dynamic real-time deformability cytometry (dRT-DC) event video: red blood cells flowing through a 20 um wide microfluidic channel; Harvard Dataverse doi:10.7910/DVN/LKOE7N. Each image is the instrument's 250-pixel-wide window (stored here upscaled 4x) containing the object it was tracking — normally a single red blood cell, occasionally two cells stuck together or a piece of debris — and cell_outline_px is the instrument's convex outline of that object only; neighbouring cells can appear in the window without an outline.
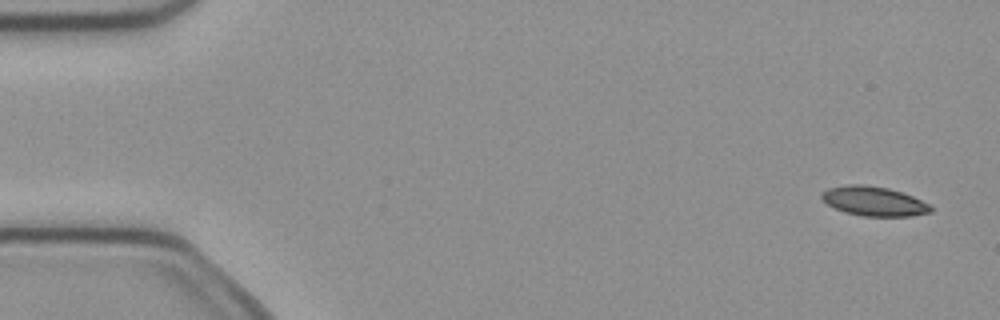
{"species": "common noctule bat (a hibernating species)", "species_latin": "Nyctalus noctula", "temperature_condition": "cold", "stored_images_in_passage": 5, "camera_frame_rate_fps": 3000, "um_per_image_px": 0.085, "animal": {"sex": "female", "body_mass_g": 21.9}, "frame": {"image": 1, "passage_image": 1, "time_ms": 0.0, "image_size_px": [1000, 320], "cell_outline_px": [[932, 212], [912, 216], [864, 216], [844, 212], [828, 204], [820, 196], [820, 192], [828, 188], [848, 184], [864, 184], [888, 188], [912, 196], [928, 204], [932, 208]], "centroid_in_image_um": [74.26, 17.1], "position_along_channel_um": 10.7, "area_um2": 18.61}}
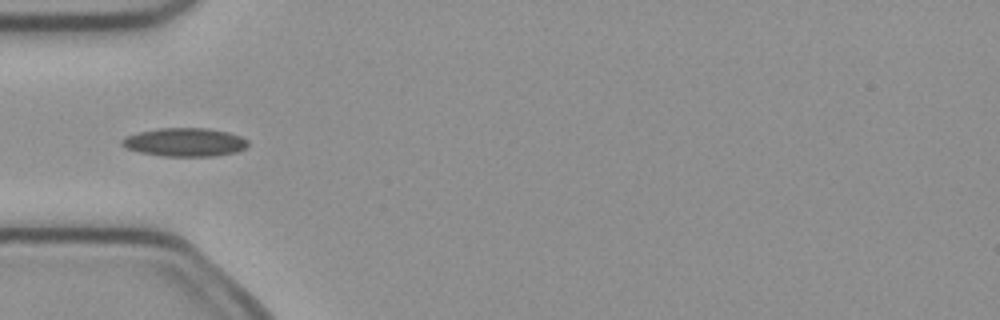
{"frame": {"image": 2, "passage_image": 5, "time_ms": 1.333, "image_size_px": [1000, 320], "cell_outline_px": [[248, 144], [244, 148], [236, 152], [216, 156], [160, 156], [140, 152], [124, 148], [120, 144], [120, 140], [124, 136], [140, 132], [160, 128], [208, 128], [228, 132], [240, 136], [248, 140]], "centroid_in_image_um": [15.67, 12.09], "position_along_channel_um": 69.3, "area_um2": 21.04}}